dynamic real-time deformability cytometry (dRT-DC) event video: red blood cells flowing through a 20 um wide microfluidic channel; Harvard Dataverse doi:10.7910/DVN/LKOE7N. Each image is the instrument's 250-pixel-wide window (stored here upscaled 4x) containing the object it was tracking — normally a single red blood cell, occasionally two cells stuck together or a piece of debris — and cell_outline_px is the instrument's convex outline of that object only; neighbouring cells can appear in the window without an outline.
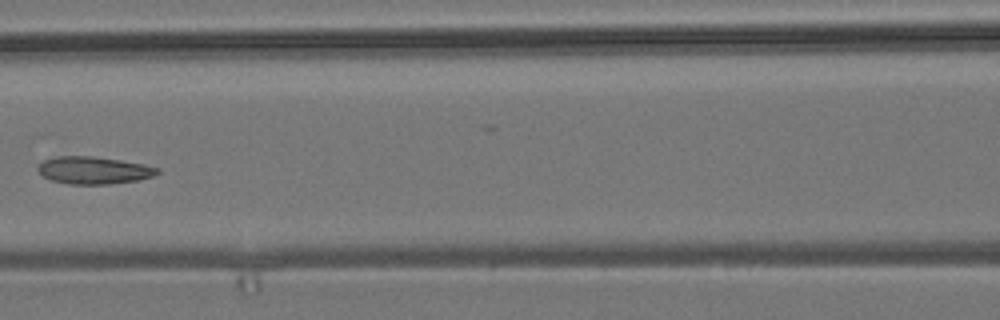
{"species": "common noctule bat (a hibernating species)", "species_latin": "Nyctalus noctula", "temperature_condition": "room temperature", "stored_images_in_passage": 7, "camera_frame_rate_fps": 3000, "um_per_image_px": 0.085, "animal": {"sex": "male", "body_mass_g": 19.2, "forearm_length_mm": 51.8}, "frame": {"image": 1, "passage_image": 6, "time_ms": 1.667, "image_size_px": [1000, 320], "cell_outline_px": [[160, 172], [152, 176], [140, 180], [108, 184], [68, 184], [52, 180], [44, 176], [36, 168], [44, 160], [56, 156], [92, 156], [120, 160], [144, 164], [160, 168]], "centroid_in_image_um": [7.99, 14.47], "position_along_channel_um": 158.6, "area_um2": 19.02}}
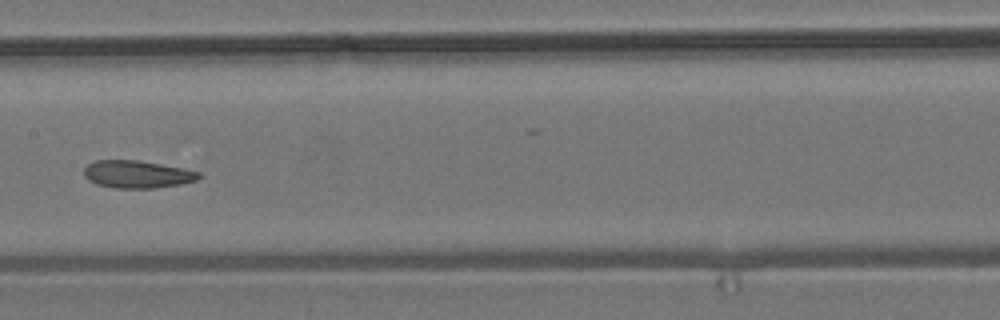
{"frame": {"image": 2, "passage_image": 7, "time_ms": 2.0, "image_size_px": [1000, 320], "cell_outline_px": [[204, 176], [196, 180], [180, 184], [156, 188], [116, 188], [96, 184], [88, 180], [84, 176], [84, 168], [88, 164], [96, 160], [140, 160], [200, 172]], "centroid_in_image_um": [11.65, 14.81], "position_along_channel_um": 195.7, "area_um2": 18.44}}